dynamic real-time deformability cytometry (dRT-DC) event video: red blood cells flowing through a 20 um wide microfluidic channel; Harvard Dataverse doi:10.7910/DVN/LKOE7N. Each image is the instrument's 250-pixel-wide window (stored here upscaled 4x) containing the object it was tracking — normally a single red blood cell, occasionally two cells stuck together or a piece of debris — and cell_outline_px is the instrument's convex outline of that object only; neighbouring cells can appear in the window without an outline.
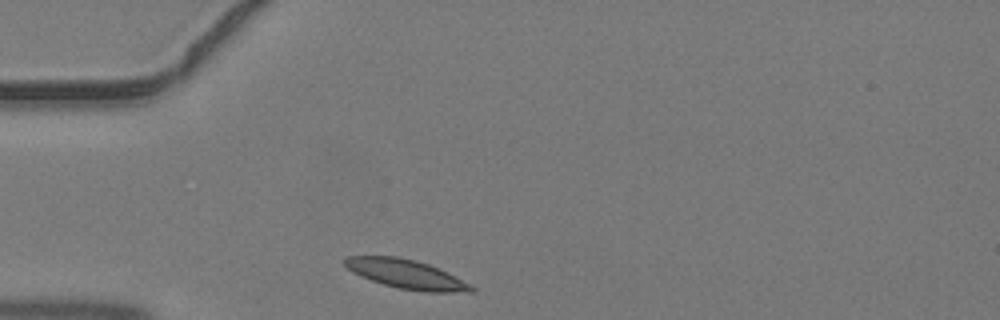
{"species": "common noctule bat (a hibernating species)", "species_latin": "Nyctalus noctula", "temperature_condition": "warm", "stored_images_in_passage": 33, "camera_frame_rate_fps": 3000, "um_per_image_px": 0.085, "animal": {"sex": "male", "body_mass_g": 19.2, "forearm_length_mm": 51.8}, "frame": {"image": 1, "passage_image": 1, "time_ms": 0.0, "image_size_px": [1000, 320], "cell_outline_px": [[476, 292], [424, 292], [400, 288], [384, 284], [360, 276], [352, 272], [340, 260], [344, 256], [396, 256], [416, 260], [428, 264], [472, 284], [476, 288]], "centroid_in_image_um": [34.52, 23.3], "position_along_channel_um": 50.5, "area_um2": 21.5}}
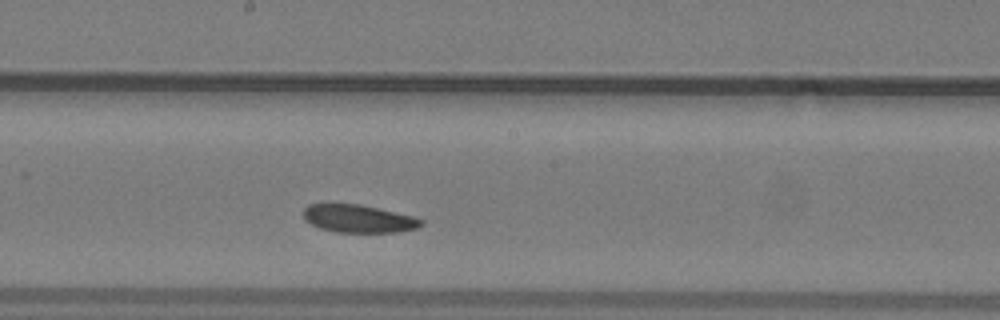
{"frame": {"image": 2, "passage_image": 13, "time_ms": 4.0, "image_size_px": [1000, 320], "cell_outline_px": [[424, 224], [416, 228], [396, 232], [336, 232], [320, 228], [304, 220], [304, 208], [308, 204], [360, 204], [412, 216], [424, 220]], "centroid_in_image_um": [30.46, 18.59], "position_along_channel_um": 217.7, "area_um2": 18.96}}
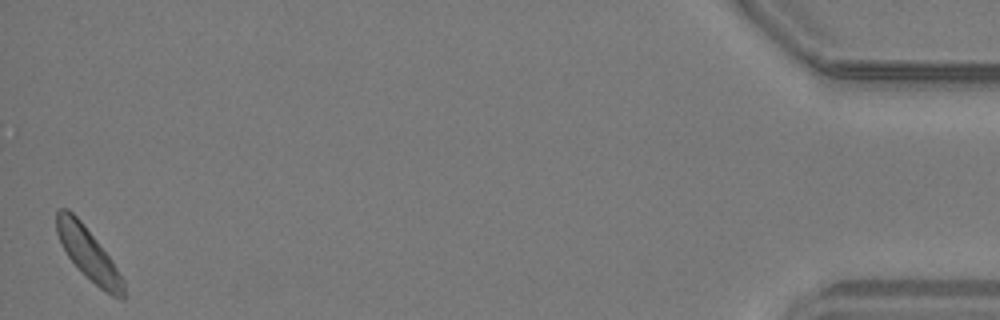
{"frame": {"image": 3, "passage_image": 33, "time_ms": 10.667, "image_size_px": [1000, 320], "cell_outline_px": [[124, 300], [120, 300], [104, 292], [68, 256], [56, 232], [56, 212], [60, 208], [68, 208], [80, 220], [112, 260], [124, 280]], "centroid_in_image_um": [7.53, 21.57], "position_along_channel_um": 427.7, "area_um2": 19.77}}